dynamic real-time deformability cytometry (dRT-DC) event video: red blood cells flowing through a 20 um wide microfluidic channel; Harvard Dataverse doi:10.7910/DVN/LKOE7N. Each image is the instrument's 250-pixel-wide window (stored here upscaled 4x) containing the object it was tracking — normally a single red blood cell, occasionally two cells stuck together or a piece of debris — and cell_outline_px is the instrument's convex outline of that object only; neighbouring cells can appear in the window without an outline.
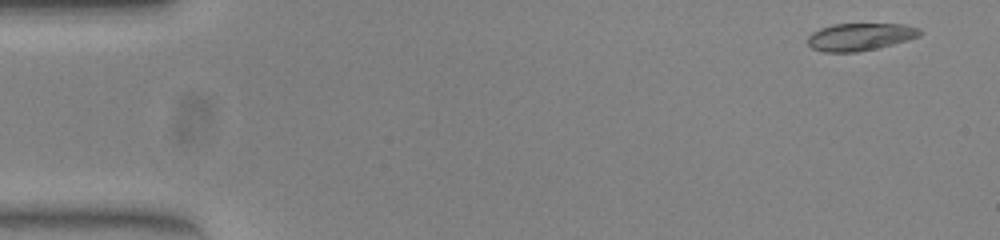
{"species": "common noctule bat (a hibernating species)", "species_latin": "Nyctalus noctula", "temperature_condition": "warm", "stored_images_in_passage": 52, "camera_frame_rate_fps": 3000, "um_per_image_px": 0.085, "animal": {"sex": "female", "body_mass_g": 23.0, "forearm_length_mm": 53.4}, "frame": {"image": 1, "passage_image": 2, "time_ms": 0.333, "image_size_px": [1000, 240], "cell_outline_px": [[920, 36], [908, 40], [876, 48], [856, 52], [824, 52], [812, 48], [808, 44], [808, 36], [812, 32], [820, 28], [832, 24], [904, 24], [920, 28]], "centroid_in_image_um": [73.09, 3.12], "position_along_channel_um": 11.9, "area_um2": 17.92}}
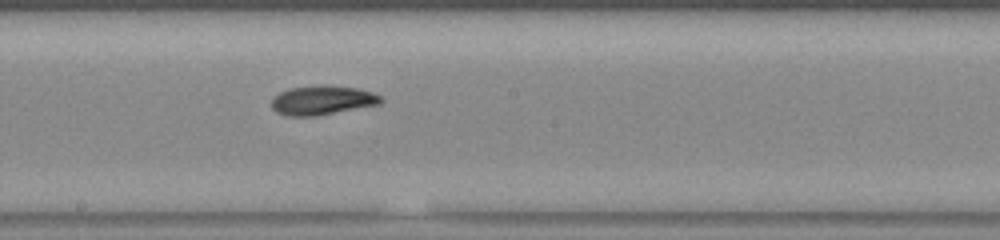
{"frame": {"image": 2, "passage_image": 28, "time_ms": 9.0, "image_size_px": [1000, 240], "cell_outline_px": [[384, 100], [380, 104], [316, 116], [284, 116], [276, 112], [272, 108], [272, 96], [288, 88], [320, 84], [356, 88], [372, 92], [380, 96]], "centroid_in_image_um": [27.36, 8.51], "position_along_channel_um": 220.8, "area_um2": 18.84}}
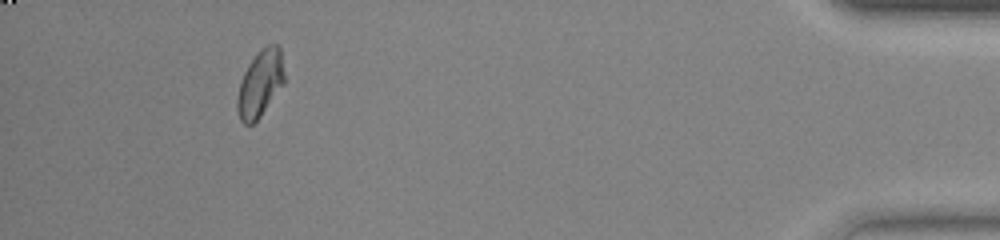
{"frame": {"image": 3, "passage_image": 48, "time_ms": 15.667, "image_size_px": [1000, 240], "cell_outline_px": [[284, 84], [260, 116], [252, 124], [244, 124], [240, 120], [236, 108], [236, 100], [240, 84], [244, 72], [260, 48], [268, 44], [280, 44], [284, 72]], "centroid_in_image_um": [22.12, 7.08], "position_along_channel_um": 413.1, "area_um2": 18.26}, "authors_computed_cell_mechanics": {"area_um2": 18.3804, "velocity_mm_per_s": 3.8722, "shape_relaxation_time_tau1_ms": 4.82, "shape_relaxation_time_tau2_ms": 7.0711, "deformation_change_tau1": 0.1573, "deformation_change_tau2": 0.0915}}